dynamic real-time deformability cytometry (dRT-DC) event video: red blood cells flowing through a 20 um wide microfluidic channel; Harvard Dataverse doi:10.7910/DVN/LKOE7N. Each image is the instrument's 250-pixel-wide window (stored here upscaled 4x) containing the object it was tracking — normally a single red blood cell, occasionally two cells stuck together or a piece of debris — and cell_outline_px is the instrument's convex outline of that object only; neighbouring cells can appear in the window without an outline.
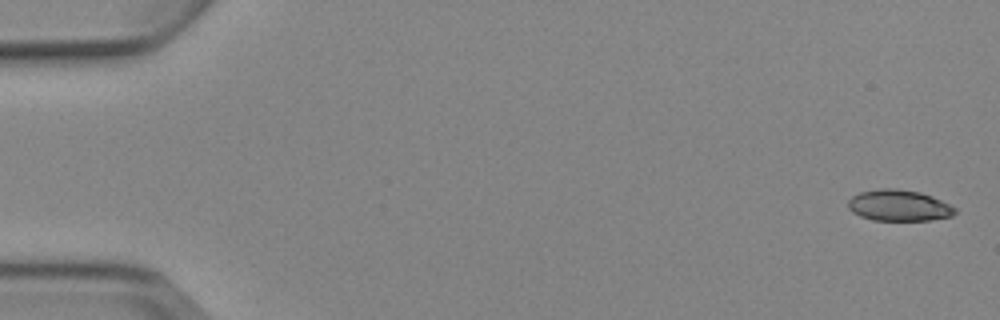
{"species": "Egyptian fruit bat (a non-hibernating species)", "species_latin": "Rousettus aegyptiacus", "temperature_condition": "cold", "stored_images_in_passage": 5, "camera_frame_rate_fps": 3000, "um_per_image_px": 0.085, "animal": {"sex": "female"}, "frame": {"image": 1, "passage_image": 1, "time_ms": 0.0, "image_size_px": [1000, 320], "cell_outline_px": [[956, 212], [952, 216], [928, 220], [872, 220], [860, 216], [852, 212], [848, 208], [848, 200], [852, 196], [860, 192], [880, 188], [896, 188], [920, 192], [932, 196], [956, 208]], "centroid_in_image_um": [76.38, 17.46], "position_along_channel_um": 8.6, "area_um2": 19.42}}
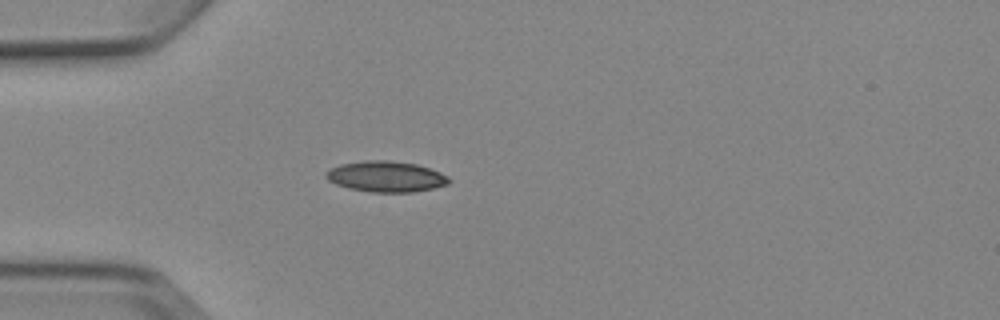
{"frame": {"image": 2, "passage_image": 5, "time_ms": 4.667, "image_size_px": [1000, 320], "cell_outline_px": [[452, 180], [448, 184], [432, 188], [412, 192], [368, 192], [348, 188], [336, 184], [328, 180], [324, 176], [324, 172], [340, 164], [364, 160], [388, 160], [416, 164], [440, 172], [448, 176]], "centroid_in_image_um": [32.79, 15.0], "position_along_channel_um": 52.2, "area_um2": 22.14}}